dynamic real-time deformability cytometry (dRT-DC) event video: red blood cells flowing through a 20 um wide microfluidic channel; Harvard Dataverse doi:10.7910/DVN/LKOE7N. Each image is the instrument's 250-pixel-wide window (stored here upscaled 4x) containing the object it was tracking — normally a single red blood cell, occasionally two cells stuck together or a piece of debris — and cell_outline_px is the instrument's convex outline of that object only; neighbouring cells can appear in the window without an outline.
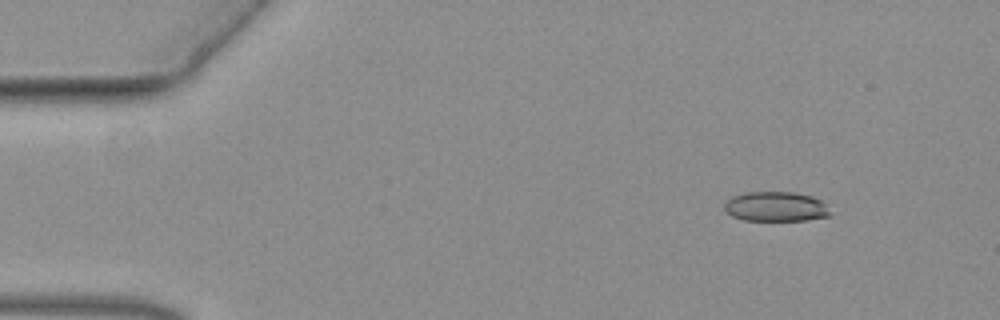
{"species": "common noctule bat (a hibernating species)", "species_latin": "Nyctalus noctula", "temperature_condition": "warm", "stored_images_in_passage": 51, "camera_frame_rate_fps": 3000, "um_per_image_px": 0.085, "animal": {"sex": "female", "body_mass_g": 19.3, "forearm_length_mm": 54.1}, "frame": {"image": 1, "passage_image": 1, "time_ms": 0.0, "image_size_px": [1000, 320], "cell_outline_px": [[832, 216], [804, 220], [744, 220], [732, 216], [724, 208], [724, 204], [732, 196], [744, 192], [792, 192], [812, 196], [820, 200], [832, 212]], "centroid_in_image_um": [65.96, 17.56], "position_along_channel_um": 19.0, "area_um2": 18.32}}
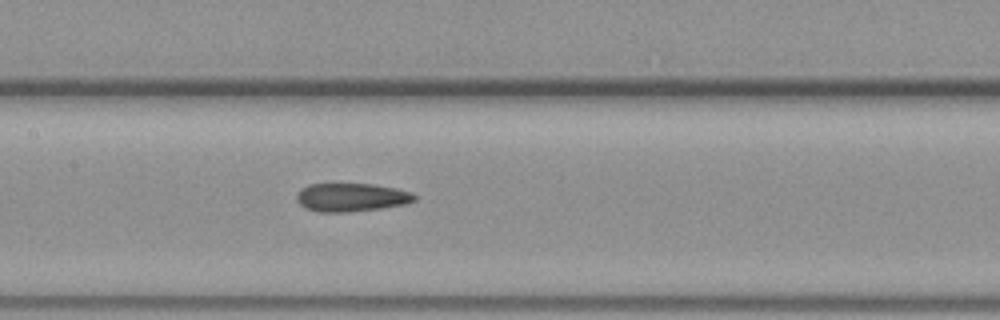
{"frame": {"image": 2, "passage_image": 22, "time_ms": 7.0, "image_size_px": [1000, 320], "cell_outline_px": [[416, 200], [408, 204], [384, 208], [348, 212], [320, 212], [304, 208], [296, 200], [296, 196], [300, 188], [308, 184], [372, 184], [396, 188], [412, 192], [416, 196]], "centroid_in_image_um": [29.88, 16.78], "position_along_channel_um": 177.5, "area_um2": 19.77}}
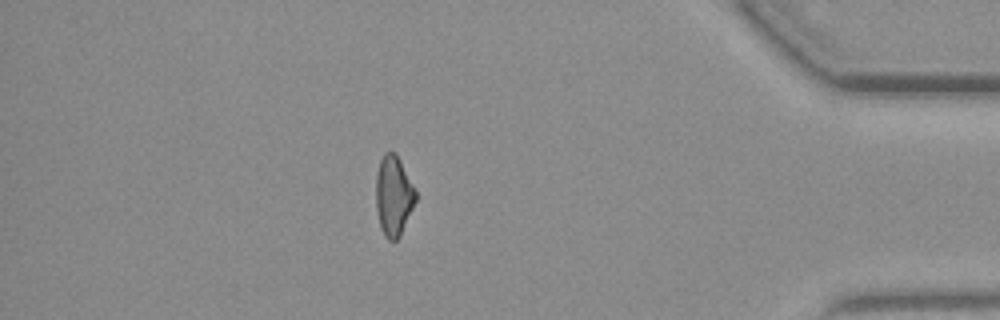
{"frame": {"image": 3, "passage_image": 44, "time_ms": 14.333, "image_size_px": [1000, 320], "cell_outline_px": [[416, 200], [400, 236], [396, 240], [388, 240], [384, 236], [380, 228], [376, 208], [376, 176], [380, 160], [384, 152], [396, 152], [416, 192]], "centroid_in_image_um": [33.43, 16.65], "position_along_channel_um": 401.8, "area_um2": 18.44}}